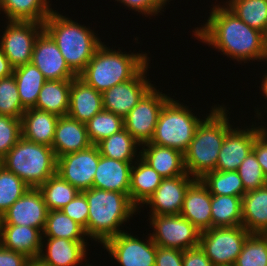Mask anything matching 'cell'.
Returning a JSON list of instances; mask_svg holds the SVG:
<instances>
[{
  "label": "cell",
  "instance_id": "cell-26",
  "mask_svg": "<svg viewBox=\"0 0 267 266\" xmlns=\"http://www.w3.org/2000/svg\"><path fill=\"white\" fill-rule=\"evenodd\" d=\"M59 117L36 108L26 109L21 117L22 137L52 147Z\"/></svg>",
  "mask_w": 267,
  "mask_h": 266
},
{
  "label": "cell",
  "instance_id": "cell-21",
  "mask_svg": "<svg viewBox=\"0 0 267 266\" xmlns=\"http://www.w3.org/2000/svg\"><path fill=\"white\" fill-rule=\"evenodd\" d=\"M91 145L86 123L77 121L68 115L59 117L52 143L57 158L86 149Z\"/></svg>",
  "mask_w": 267,
  "mask_h": 266
},
{
  "label": "cell",
  "instance_id": "cell-50",
  "mask_svg": "<svg viewBox=\"0 0 267 266\" xmlns=\"http://www.w3.org/2000/svg\"><path fill=\"white\" fill-rule=\"evenodd\" d=\"M13 67L10 65L8 58L4 55L0 47V79L9 77L13 74Z\"/></svg>",
  "mask_w": 267,
  "mask_h": 266
},
{
  "label": "cell",
  "instance_id": "cell-28",
  "mask_svg": "<svg viewBox=\"0 0 267 266\" xmlns=\"http://www.w3.org/2000/svg\"><path fill=\"white\" fill-rule=\"evenodd\" d=\"M242 226L249 233L263 234L267 230V184L246 191L242 197Z\"/></svg>",
  "mask_w": 267,
  "mask_h": 266
},
{
  "label": "cell",
  "instance_id": "cell-23",
  "mask_svg": "<svg viewBox=\"0 0 267 266\" xmlns=\"http://www.w3.org/2000/svg\"><path fill=\"white\" fill-rule=\"evenodd\" d=\"M0 244L29 259L37 258L42 250V232L28 226L0 224Z\"/></svg>",
  "mask_w": 267,
  "mask_h": 266
},
{
  "label": "cell",
  "instance_id": "cell-51",
  "mask_svg": "<svg viewBox=\"0 0 267 266\" xmlns=\"http://www.w3.org/2000/svg\"><path fill=\"white\" fill-rule=\"evenodd\" d=\"M25 266H50V265L44 263L41 259L37 257V258L29 259L27 263L25 264Z\"/></svg>",
  "mask_w": 267,
  "mask_h": 266
},
{
  "label": "cell",
  "instance_id": "cell-44",
  "mask_svg": "<svg viewBox=\"0 0 267 266\" xmlns=\"http://www.w3.org/2000/svg\"><path fill=\"white\" fill-rule=\"evenodd\" d=\"M89 204L83 192H79L76 197L65 205L61 210L76 223L81 225L87 235V222L89 215Z\"/></svg>",
  "mask_w": 267,
  "mask_h": 266
},
{
  "label": "cell",
  "instance_id": "cell-5",
  "mask_svg": "<svg viewBox=\"0 0 267 266\" xmlns=\"http://www.w3.org/2000/svg\"><path fill=\"white\" fill-rule=\"evenodd\" d=\"M149 61L144 52L129 54L102 44L78 77L88 86L103 93L132 79Z\"/></svg>",
  "mask_w": 267,
  "mask_h": 266
},
{
  "label": "cell",
  "instance_id": "cell-25",
  "mask_svg": "<svg viewBox=\"0 0 267 266\" xmlns=\"http://www.w3.org/2000/svg\"><path fill=\"white\" fill-rule=\"evenodd\" d=\"M141 146L140 157L163 178H172L186 174L184 154L181 151L150 142L144 143Z\"/></svg>",
  "mask_w": 267,
  "mask_h": 266
},
{
  "label": "cell",
  "instance_id": "cell-48",
  "mask_svg": "<svg viewBox=\"0 0 267 266\" xmlns=\"http://www.w3.org/2000/svg\"><path fill=\"white\" fill-rule=\"evenodd\" d=\"M264 175L267 177V130H263L255 139L253 150Z\"/></svg>",
  "mask_w": 267,
  "mask_h": 266
},
{
  "label": "cell",
  "instance_id": "cell-11",
  "mask_svg": "<svg viewBox=\"0 0 267 266\" xmlns=\"http://www.w3.org/2000/svg\"><path fill=\"white\" fill-rule=\"evenodd\" d=\"M0 47L13 68L31 63L38 35L44 30L42 23L34 21H6Z\"/></svg>",
  "mask_w": 267,
  "mask_h": 266
},
{
  "label": "cell",
  "instance_id": "cell-45",
  "mask_svg": "<svg viewBox=\"0 0 267 266\" xmlns=\"http://www.w3.org/2000/svg\"><path fill=\"white\" fill-rule=\"evenodd\" d=\"M119 1V3H123L124 6L129 7L131 10L138 11V13L144 14L145 17L147 16H155L158 13H161L160 11H164L165 5H167V2L169 3V0H115Z\"/></svg>",
  "mask_w": 267,
  "mask_h": 266
},
{
  "label": "cell",
  "instance_id": "cell-43",
  "mask_svg": "<svg viewBox=\"0 0 267 266\" xmlns=\"http://www.w3.org/2000/svg\"><path fill=\"white\" fill-rule=\"evenodd\" d=\"M21 137V119L0 115V160Z\"/></svg>",
  "mask_w": 267,
  "mask_h": 266
},
{
  "label": "cell",
  "instance_id": "cell-53",
  "mask_svg": "<svg viewBox=\"0 0 267 266\" xmlns=\"http://www.w3.org/2000/svg\"><path fill=\"white\" fill-rule=\"evenodd\" d=\"M263 37H264V46L267 52V28L265 30V32L263 33Z\"/></svg>",
  "mask_w": 267,
  "mask_h": 266
},
{
  "label": "cell",
  "instance_id": "cell-30",
  "mask_svg": "<svg viewBox=\"0 0 267 266\" xmlns=\"http://www.w3.org/2000/svg\"><path fill=\"white\" fill-rule=\"evenodd\" d=\"M49 0H0V11L8 21L44 23L53 12Z\"/></svg>",
  "mask_w": 267,
  "mask_h": 266
},
{
  "label": "cell",
  "instance_id": "cell-47",
  "mask_svg": "<svg viewBox=\"0 0 267 266\" xmlns=\"http://www.w3.org/2000/svg\"><path fill=\"white\" fill-rule=\"evenodd\" d=\"M183 266H214L200 246L183 251Z\"/></svg>",
  "mask_w": 267,
  "mask_h": 266
},
{
  "label": "cell",
  "instance_id": "cell-54",
  "mask_svg": "<svg viewBox=\"0 0 267 266\" xmlns=\"http://www.w3.org/2000/svg\"><path fill=\"white\" fill-rule=\"evenodd\" d=\"M263 234L267 238V230Z\"/></svg>",
  "mask_w": 267,
  "mask_h": 266
},
{
  "label": "cell",
  "instance_id": "cell-13",
  "mask_svg": "<svg viewBox=\"0 0 267 266\" xmlns=\"http://www.w3.org/2000/svg\"><path fill=\"white\" fill-rule=\"evenodd\" d=\"M144 241L124 231L102 245L120 266H155L157 245L150 236Z\"/></svg>",
  "mask_w": 267,
  "mask_h": 266
},
{
  "label": "cell",
  "instance_id": "cell-34",
  "mask_svg": "<svg viewBox=\"0 0 267 266\" xmlns=\"http://www.w3.org/2000/svg\"><path fill=\"white\" fill-rule=\"evenodd\" d=\"M86 236L85 229L65 215L62 210L48 211L42 237L87 241Z\"/></svg>",
  "mask_w": 267,
  "mask_h": 266
},
{
  "label": "cell",
  "instance_id": "cell-14",
  "mask_svg": "<svg viewBox=\"0 0 267 266\" xmlns=\"http://www.w3.org/2000/svg\"><path fill=\"white\" fill-rule=\"evenodd\" d=\"M149 62L130 80L117 84L102 93L103 109L125 117L154 86L147 79Z\"/></svg>",
  "mask_w": 267,
  "mask_h": 266
},
{
  "label": "cell",
  "instance_id": "cell-9",
  "mask_svg": "<svg viewBox=\"0 0 267 266\" xmlns=\"http://www.w3.org/2000/svg\"><path fill=\"white\" fill-rule=\"evenodd\" d=\"M149 216L154 232L148 235L157 246L183 251L199 246L201 232L180 214Z\"/></svg>",
  "mask_w": 267,
  "mask_h": 266
},
{
  "label": "cell",
  "instance_id": "cell-36",
  "mask_svg": "<svg viewBox=\"0 0 267 266\" xmlns=\"http://www.w3.org/2000/svg\"><path fill=\"white\" fill-rule=\"evenodd\" d=\"M225 5L249 27L264 33L267 28V0H227Z\"/></svg>",
  "mask_w": 267,
  "mask_h": 266
},
{
  "label": "cell",
  "instance_id": "cell-19",
  "mask_svg": "<svg viewBox=\"0 0 267 266\" xmlns=\"http://www.w3.org/2000/svg\"><path fill=\"white\" fill-rule=\"evenodd\" d=\"M180 215L200 232L212 228L211 194L200 179H196L186 191Z\"/></svg>",
  "mask_w": 267,
  "mask_h": 266
},
{
  "label": "cell",
  "instance_id": "cell-8",
  "mask_svg": "<svg viewBox=\"0 0 267 266\" xmlns=\"http://www.w3.org/2000/svg\"><path fill=\"white\" fill-rule=\"evenodd\" d=\"M249 234L244 226L212 227L201 232L199 246L214 266H233Z\"/></svg>",
  "mask_w": 267,
  "mask_h": 266
},
{
  "label": "cell",
  "instance_id": "cell-6",
  "mask_svg": "<svg viewBox=\"0 0 267 266\" xmlns=\"http://www.w3.org/2000/svg\"><path fill=\"white\" fill-rule=\"evenodd\" d=\"M0 164L31 188H38L57 173V157L53 148L23 137L0 160Z\"/></svg>",
  "mask_w": 267,
  "mask_h": 266
},
{
  "label": "cell",
  "instance_id": "cell-15",
  "mask_svg": "<svg viewBox=\"0 0 267 266\" xmlns=\"http://www.w3.org/2000/svg\"><path fill=\"white\" fill-rule=\"evenodd\" d=\"M232 128L226 135L218 155L216 171H237L243 160L253 150L256 137L267 127ZM242 129V130H241Z\"/></svg>",
  "mask_w": 267,
  "mask_h": 266
},
{
  "label": "cell",
  "instance_id": "cell-3",
  "mask_svg": "<svg viewBox=\"0 0 267 266\" xmlns=\"http://www.w3.org/2000/svg\"><path fill=\"white\" fill-rule=\"evenodd\" d=\"M82 192L89 204L87 236L101 244L124 232L120 226L140 210L124 193L93 187Z\"/></svg>",
  "mask_w": 267,
  "mask_h": 266
},
{
  "label": "cell",
  "instance_id": "cell-1",
  "mask_svg": "<svg viewBox=\"0 0 267 266\" xmlns=\"http://www.w3.org/2000/svg\"><path fill=\"white\" fill-rule=\"evenodd\" d=\"M202 27H197L194 36L213 46L236 61H267L263 33L249 27L226 5H213Z\"/></svg>",
  "mask_w": 267,
  "mask_h": 266
},
{
  "label": "cell",
  "instance_id": "cell-7",
  "mask_svg": "<svg viewBox=\"0 0 267 266\" xmlns=\"http://www.w3.org/2000/svg\"><path fill=\"white\" fill-rule=\"evenodd\" d=\"M202 120L179 100L170 98L159 114L150 143L174 148L184 153Z\"/></svg>",
  "mask_w": 267,
  "mask_h": 266
},
{
  "label": "cell",
  "instance_id": "cell-16",
  "mask_svg": "<svg viewBox=\"0 0 267 266\" xmlns=\"http://www.w3.org/2000/svg\"><path fill=\"white\" fill-rule=\"evenodd\" d=\"M48 209L38 188H31L15 201L0 218V224H14L43 232Z\"/></svg>",
  "mask_w": 267,
  "mask_h": 266
},
{
  "label": "cell",
  "instance_id": "cell-49",
  "mask_svg": "<svg viewBox=\"0 0 267 266\" xmlns=\"http://www.w3.org/2000/svg\"><path fill=\"white\" fill-rule=\"evenodd\" d=\"M28 257L3 247L0 244V266H25Z\"/></svg>",
  "mask_w": 267,
  "mask_h": 266
},
{
  "label": "cell",
  "instance_id": "cell-40",
  "mask_svg": "<svg viewBox=\"0 0 267 266\" xmlns=\"http://www.w3.org/2000/svg\"><path fill=\"white\" fill-rule=\"evenodd\" d=\"M233 266H267V238L250 233Z\"/></svg>",
  "mask_w": 267,
  "mask_h": 266
},
{
  "label": "cell",
  "instance_id": "cell-18",
  "mask_svg": "<svg viewBox=\"0 0 267 266\" xmlns=\"http://www.w3.org/2000/svg\"><path fill=\"white\" fill-rule=\"evenodd\" d=\"M31 63L42 72L47 80H67L78 77L69 68L58 46L45 30L36 39Z\"/></svg>",
  "mask_w": 267,
  "mask_h": 266
},
{
  "label": "cell",
  "instance_id": "cell-42",
  "mask_svg": "<svg viewBox=\"0 0 267 266\" xmlns=\"http://www.w3.org/2000/svg\"><path fill=\"white\" fill-rule=\"evenodd\" d=\"M237 173L242 180L245 191L259 189L267 184V177L253 151L243 160Z\"/></svg>",
  "mask_w": 267,
  "mask_h": 266
},
{
  "label": "cell",
  "instance_id": "cell-2",
  "mask_svg": "<svg viewBox=\"0 0 267 266\" xmlns=\"http://www.w3.org/2000/svg\"><path fill=\"white\" fill-rule=\"evenodd\" d=\"M210 111L198 125L191 143L183 153L186 173L195 179H201L216 170L225 135L233 127L224 106L214 105Z\"/></svg>",
  "mask_w": 267,
  "mask_h": 266
},
{
  "label": "cell",
  "instance_id": "cell-35",
  "mask_svg": "<svg viewBox=\"0 0 267 266\" xmlns=\"http://www.w3.org/2000/svg\"><path fill=\"white\" fill-rule=\"evenodd\" d=\"M48 211L61 210L80 192L76 187L54 174L38 187Z\"/></svg>",
  "mask_w": 267,
  "mask_h": 266
},
{
  "label": "cell",
  "instance_id": "cell-22",
  "mask_svg": "<svg viewBox=\"0 0 267 266\" xmlns=\"http://www.w3.org/2000/svg\"><path fill=\"white\" fill-rule=\"evenodd\" d=\"M135 161H120L100 155L93 188L129 195L130 172Z\"/></svg>",
  "mask_w": 267,
  "mask_h": 266
},
{
  "label": "cell",
  "instance_id": "cell-41",
  "mask_svg": "<svg viewBox=\"0 0 267 266\" xmlns=\"http://www.w3.org/2000/svg\"><path fill=\"white\" fill-rule=\"evenodd\" d=\"M25 108L21 100L16 85V80L12 74L9 77L0 79V115L21 119Z\"/></svg>",
  "mask_w": 267,
  "mask_h": 266
},
{
  "label": "cell",
  "instance_id": "cell-31",
  "mask_svg": "<svg viewBox=\"0 0 267 266\" xmlns=\"http://www.w3.org/2000/svg\"><path fill=\"white\" fill-rule=\"evenodd\" d=\"M21 104L25 109L34 108L43 84L47 81L32 63L13 69Z\"/></svg>",
  "mask_w": 267,
  "mask_h": 266
},
{
  "label": "cell",
  "instance_id": "cell-29",
  "mask_svg": "<svg viewBox=\"0 0 267 266\" xmlns=\"http://www.w3.org/2000/svg\"><path fill=\"white\" fill-rule=\"evenodd\" d=\"M72 80H47L40 90L34 108L58 117L67 115Z\"/></svg>",
  "mask_w": 267,
  "mask_h": 266
},
{
  "label": "cell",
  "instance_id": "cell-52",
  "mask_svg": "<svg viewBox=\"0 0 267 266\" xmlns=\"http://www.w3.org/2000/svg\"><path fill=\"white\" fill-rule=\"evenodd\" d=\"M262 83H261V91L265 99H267V73L263 75Z\"/></svg>",
  "mask_w": 267,
  "mask_h": 266
},
{
  "label": "cell",
  "instance_id": "cell-32",
  "mask_svg": "<svg viewBox=\"0 0 267 266\" xmlns=\"http://www.w3.org/2000/svg\"><path fill=\"white\" fill-rule=\"evenodd\" d=\"M212 227L242 226V197L211 195Z\"/></svg>",
  "mask_w": 267,
  "mask_h": 266
},
{
  "label": "cell",
  "instance_id": "cell-17",
  "mask_svg": "<svg viewBox=\"0 0 267 266\" xmlns=\"http://www.w3.org/2000/svg\"><path fill=\"white\" fill-rule=\"evenodd\" d=\"M195 180L188 173L172 178H163L159 187L144 203L151 206L150 215L180 214L186 191Z\"/></svg>",
  "mask_w": 267,
  "mask_h": 266
},
{
  "label": "cell",
  "instance_id": "cell-39",
  "mask_svg": "<svg viewBox=\"0 0 267 266\" xmlns=\"http://www.w3.org/2000/svg\"><path fill=\"white\" fill-rule=\"evenodd\" d=\"M30 187L0 164V218Z\"/></svg>",
  "mask_w": 267,
  "mask_h": 266
},
{
  "label": "cell",
  "instance_id": "cell-24",
  "mask_svg": "<svg viewBox=\"0 0 267 266\" xmlns=\"http://www.w3.org/2000/svg\"><path fill=\"white\" fill-rule=\"evenodd\" d=\"M103 109L102 93L88 86L79 77L72 80L68 116L86 123Z\"/></svg>",
  "mask_w": 267,
  "mask_h": 266
},
{
  "label": "cell",
  "instance_id": "cell-4",
  "mask_svg": "<svg viewBox=\"0 0 267 266\" xmlns=\"http://www.w3.org/2000/svg\"><path fill=\"white\" fill-rule=\"evenodd\" d=\"M44 30L58 46L69 68L79 76L96 50L103 44L90 27L81 25L56 12L43 23ZM96 34V35H95Z\"/></svg>",
  "mask_w": 267,
  "mask_h": 266
},
{
  "label": "cell",
  "instance_id": "cell-20",
  "mask_svg": "<svg viewBox=\"0 0 267 266\" xmlns=\"http://www.w3.org/2000/svg\"><path fill=\"white\" fill-rule=\"evenodd\" d=\"M44 238H47L45 247ZM86 247L87 242L85 241L42 237V250L38 258L50 266H81L83 264L81 262L86 260ZM43 248H46L47 250L44 252Z\"/></svg>",
  "mask_w": 267,
  "mask_h": 266
},
{
  "label": "cell",
  "instance_id": "cell-33",
  "mask_svg": "<svg viewBox=\"0 0 267 266\" xmlns=\"http://www.w3.org/2000/svg\"><path fill=\"white\" fill-rule=\"evenodd\" d=\"M100 155L120 161H135L140 157V144L124 128L96 144ZM137 157V158H136ZM136 158V159H135Z\"/></svg>",
  "mask_w": 267,
  "mask_h": 266
},
{
  "label": "cell",
  "instance_id": "cell-10",
  "mask_svg": "<svg viewBox=\"0 0 267 266\" xmlns=\"http://www.w3.org/2000/svg\"><path fill=\"white\" fill-rule=\"evenodd\" d=\"M170 98L153 86L124 117V128L140 145L153 138L159 114Z\"/></svg>",
  "mask_w": 267,
  "mask_h": 266
},
{
  "label": "cell",
  "instance_id": "cell-46",
  "mask_svg": "<svg viewBox=\"0 0 267 266\" xmlns=\"http://www.w3.org/2000/svg\"><path fill=\"white\" fill-rule=\"evenodd\" d=\"M155 266H183V250L157 246Z\"/></svg>",
  "mask_w": 267,
  "mask_h": 266
},
{
  "label": "cell",
  "instance_id": "cell-38",
  "mask_svg": "<svg viewBox=\"0 0 267 266\" xmlns=\"http://www.w3.org/2000/svg\"><path fill=\"white\" fill-rule=\"evenodd\" d=\"M86 127L90 143L96 145L104 138L124 129V118L102 109L86 122Z\"/></svg>",
  "mask_w": 267,
  "mask_h": 266
},
{
  "label": "cell",
  "instance_id": "cell-12",
  "mask_svg": "<svg viewBox=\"0 0 267 266\" xmlns=\"http://www.w3.org/2000/svg\"><path fill=\"white\" fill-rule=\"evenodd\" d=\"M99 157V149L93 144L78 152L60 156L57 158V174L80 192L91 189Z\"/></svg>",
  "mask_w": 267,
  "mask_h": 266
},
{
  "label": "cell",
  "instance_id": "cell-27",
  "mask_svg": "<svg viewBox=\"0 0 267 266\" xmlns=\"http://www.w3.org/2000/svg\"><path fill=\"white\" fill-rule=\"evenodd\" d=\"M136 161L132 164L130 172L129 197L139 209L159 187L163 177L141 157Z\"/></svg>",
  "mask_w": 267,
  "mask_h": 266
},
{
  "label": "cell",
  "instance_id": "cell-37",
  "mask_svg": "<svg viewBox=\"0 0 267 266\" xmlns=\"http://www.w3.org/2000/svg\"><path fill=\"white\" fill-rule=\"evenodd\" d=\"M211 195L243 197L246 193L237 171H212L201 179Z\"/></svg>",
  "mask_w": 267,
  "mask_h": 266
}]
</instances>
